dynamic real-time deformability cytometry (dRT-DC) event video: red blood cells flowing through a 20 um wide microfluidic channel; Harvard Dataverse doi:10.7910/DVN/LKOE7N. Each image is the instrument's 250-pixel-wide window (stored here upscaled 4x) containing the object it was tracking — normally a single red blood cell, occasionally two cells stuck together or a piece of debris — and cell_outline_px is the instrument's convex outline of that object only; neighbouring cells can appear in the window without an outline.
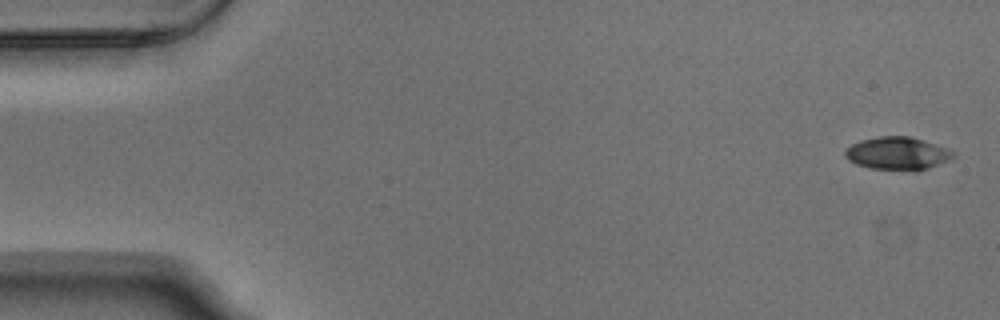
{"species": "Egyptian fruit bat (a non-hibernating species)", "species_latin": "Rousettus aegyptiacus", "temperature_condition": "warm", "stored_images_in_passage": 4, "camera_frame_rate_fps": 3000, "um_per_image_px": 0.085, "animal": {"sex": "male"}, "frame": {"image": 1, "passage_image": 1, "time_ms": 0.0, "image_size_px": [1000, 320], "cell_outline_px": [[956, 156], [948, 160], [928, 168], [916, 172], [872, 168], [856, 164], [848, 160], [844, 156], [844, 152], [852, 144], [860, 140], [880, 136], [908, 136], [924, 140], [956, 152]], "centroid_in_image_um": [76.29, 13.05], "position_along_channel_um": 8.7, "area_um2": 20.81}}
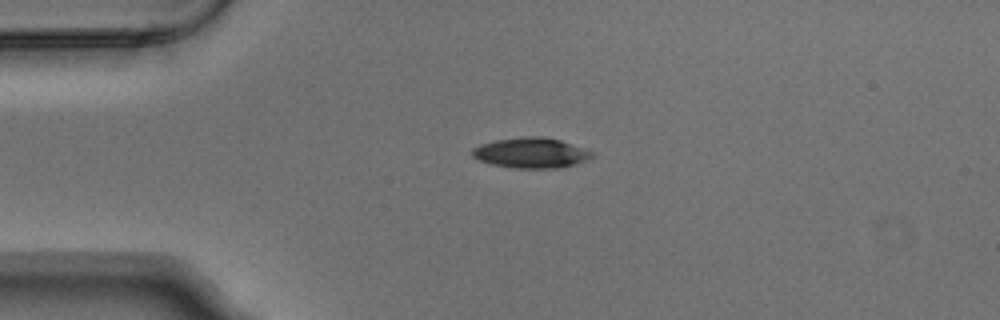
{"frame": {"image": 2, "passage_image": 4, "time_ms": 1.0, "image_size_px": [1000, 320], "cell_outline_px": [[592, 156], [584, 160], [560, 168], [512, 168], [492, 164], [480, 160], [472, 156], [472, 148], [480, 144], [496, 140], [528, 136], [544, 136], [560, 140], [592, 152]], "centroid_in_image_um": [45.07, 12.99], "position_along_channel_um": 39.9, "area_um2": 20.81}}